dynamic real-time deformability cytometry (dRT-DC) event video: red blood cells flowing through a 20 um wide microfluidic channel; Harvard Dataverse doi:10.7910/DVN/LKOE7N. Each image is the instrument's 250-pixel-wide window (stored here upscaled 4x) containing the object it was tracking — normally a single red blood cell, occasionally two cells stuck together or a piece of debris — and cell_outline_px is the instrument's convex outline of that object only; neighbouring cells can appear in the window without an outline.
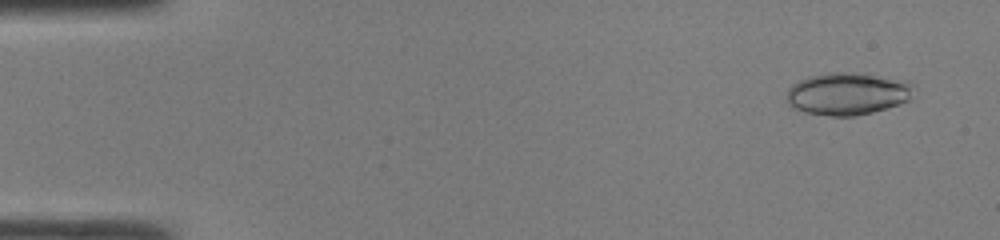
{"species": "common noctule bat (a hibernating species)", "species_latin": "Nyctalus noctula", "temperature_condition": "room temperature", "stored_images_in_passage": 47, "camera_frame_rate_fps": 3000, "um_per_image_px": 0.085, "animal": {"sex": "male", "body_mass_g": 19.0, "forearm_length_mm": 50.8}, "frame": {"image": 1, "passage_image": 3, "time_ms": 0.667, "image_size_px": [1000, 240], "cell_outline_px": [[912, 100], [900, 104], [872, 112], [856, 116], [832, 116], [804, 112], [792, 108], [784, 100], [788, 88], [792, 84], [808, 76], [836, 72], [908, 80], [912, 84]], "centroid_in_image_um": [72.0, 8.0], "position_along_channel_um": 13.0, "area_um2": 31.27}}
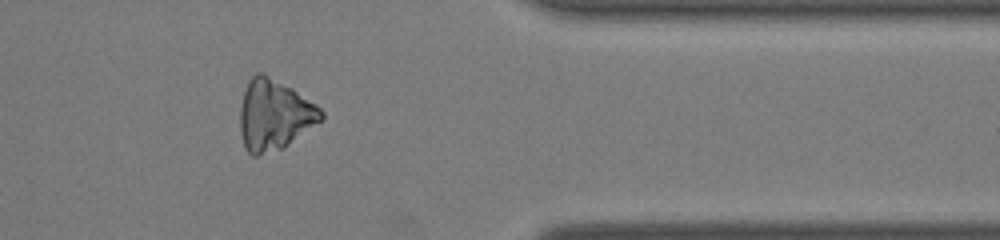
{"frame": {"image": 2, "passage_image": 39, "time_ms": 12.667, "image_size_px": [1000, 240], "cell_outline_px": [[324, 116], [320, 120], [284, 148], [256, 156], [252, 156], [244, 148], [240, 132], [240, 108], [244, 92], [248, 80], [256, 72], [264, 72], [292, 88], [316, 104], [324, 112]], "centroid_in_image_um": [23.28, 9.76], "position_along_channel_um": 388.1, "area_um2": 33.35}}